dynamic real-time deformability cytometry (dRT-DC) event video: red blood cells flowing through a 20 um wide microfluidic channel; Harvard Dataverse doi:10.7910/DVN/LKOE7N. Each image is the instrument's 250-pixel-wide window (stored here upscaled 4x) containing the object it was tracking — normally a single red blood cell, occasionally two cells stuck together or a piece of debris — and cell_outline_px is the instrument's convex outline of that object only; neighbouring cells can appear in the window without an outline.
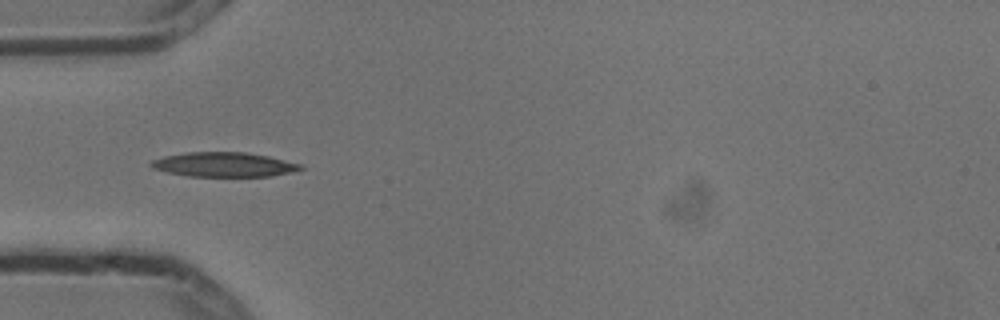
{"species": "common noctule bat (a hibernating species)", "species_latin": "Nyctalus noctula", "temperature_condition": "cold", "stored_images_in_passage": 8, "camera_frame_rate_fps": 3000, "um_per_image_px": 0.085, "animal": {"sex": "male", "body_mass_g": 13.3}, "frame": {"image": 1, "passage_image": 3, "time_ms": 0.667, "image_size_px": [1000, 320], "cell_outline_px": [[304, 168], [292, 172], [272, 176], [188, 176], [168, 172], [152, 168], [148, 164], [152, 160], [164, 156], [188, 152], [244, 152], [268, 156], [300, 164]], "centroid_in_image_um": [19.01, 13.99], "position_along_channel_um": 66.0, "area_um2": 21.21}}
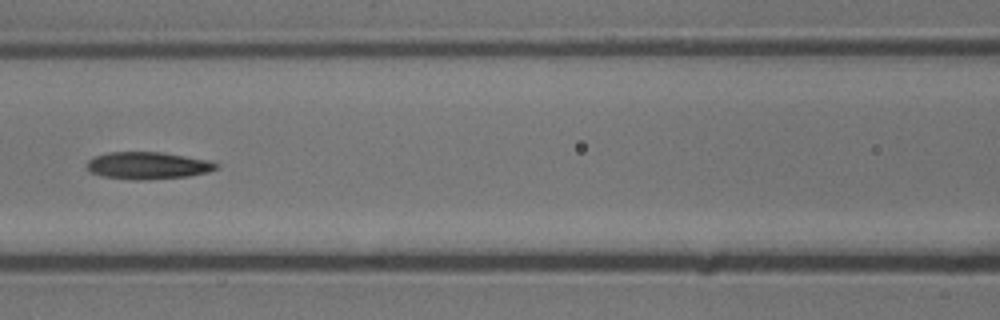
{"frame": {"image": 2, "passage_image": 5, "time_ms": 1.333, "image_size_px": [1000, 320], "cell_outline_px": [[220, 168], [208, 172], [188, 176], [140, 180], [136, 180], [100, 176], [92, 172], [88, 168], [88, 160], [96, 156], [108, 152], [160, 152], [208, 160], [220, 164]], "centroid_in_image_um": [12.6, 14.07], "position_along_channel_um": 154.0, "area_um2": 20.35}}
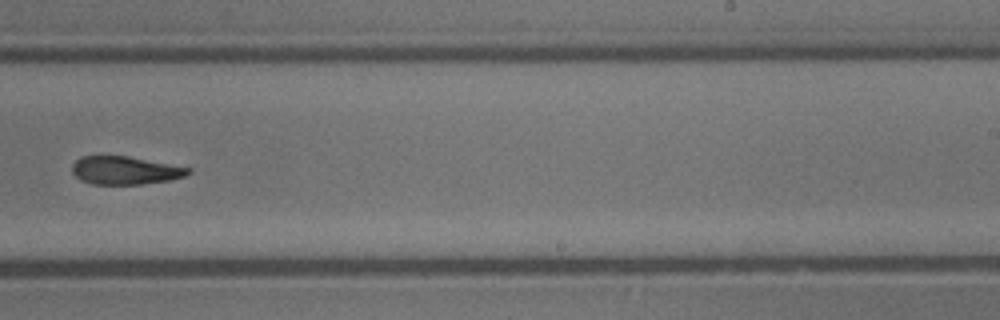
{"frame": {"image": 3, "passage_image": 8, "time_ms": 2.333, "image_size_px": [1000, 320], "cell_outline_px": [[192, 172], [184, 176], [168, 180], [140, 184], [92, 184], [80, 180], [72, 172], [72, 164], [80, 156], [128, 156], [192, 168]], "centroid_in_image_um": [10.62, 14.48], "position_along_channel_um": 278.4, "area_um2": 18.96}}